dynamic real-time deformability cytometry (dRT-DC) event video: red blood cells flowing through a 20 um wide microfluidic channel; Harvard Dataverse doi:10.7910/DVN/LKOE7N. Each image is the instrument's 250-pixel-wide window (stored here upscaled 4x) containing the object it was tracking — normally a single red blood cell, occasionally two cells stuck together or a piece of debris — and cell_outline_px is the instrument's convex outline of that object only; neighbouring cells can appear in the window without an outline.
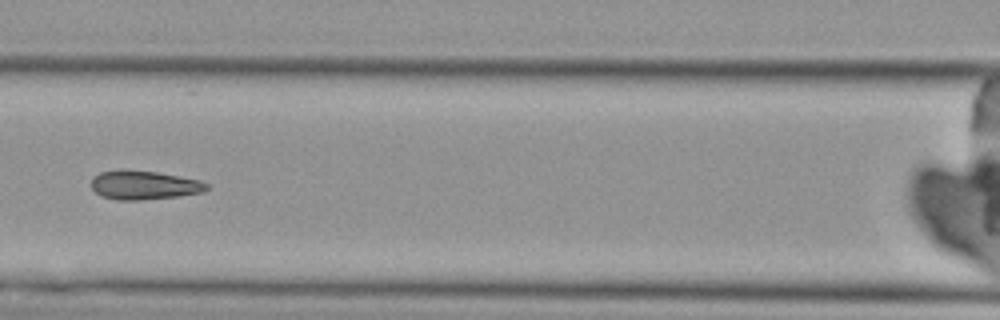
{"species": "Egyptian fruit bat (a non-hibernating species)", "species_latin": "Rousettus aegyptiacus", "temperature_condition": "cold", "stored_images_in_passage": 9, "camera_frame_rate_fps": 3000, "um_per_image_px": 0.085, "animal": {"sex": "female"}, "frame": {"image": 1, "passage_image": 7, "time_ms": 7.333, "image_size_px": [1000, 320], "cell_outline_px": [[208, 188], [204, 192], [176, 196], [140, 200], [116, 200], [100, 196], [92, 188], [92, 176], [100, 172], [156, 172], [180, 176], [200, 180], [208, 184]], "centroid_in_image_um": [12.27, 15.77], "position_along_channel_um": 154.3, "area_um2": 18.84}}
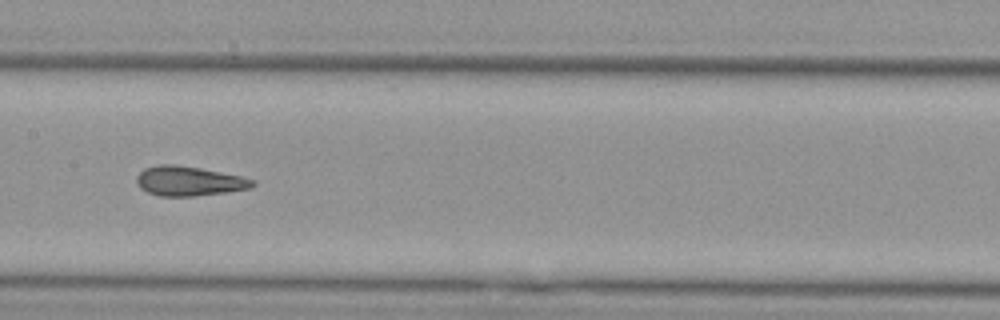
{"frame": {"image": 2, "passage_image": 8, "time_ms": 8.333, "image_size_px": [1000, 320], "cell_outline_px": [[256, 184], [252, 188], [228, 192], [196, 196], [160, 196], [148, 192], [140, 188], [136, 184], [136, 176], [144, 168], [160, 164], [172, 164], [200, 168], [240, 176], [252, 180]], "centroid_in_image_um": [16.04, 15.4], "position_along_channel_um": 191.4, "area_um2": 20.0}}
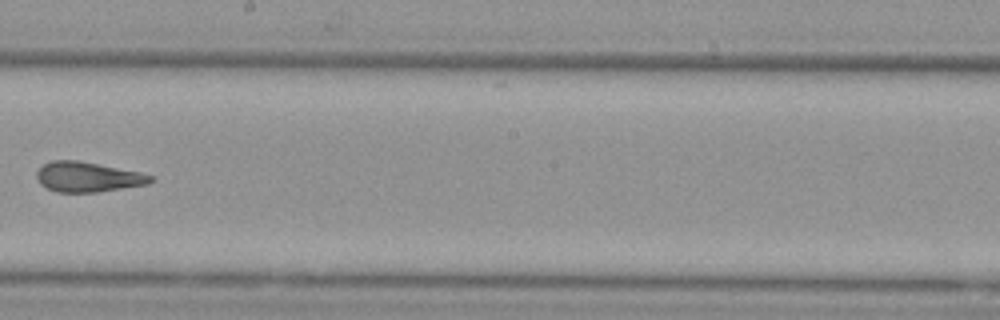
{"frame": {"image": 3, "passage_image": 9, "time_ms": 9.667, "image_size_px": [1000, 320], "cell_outline_px": [[156, 180], [148, 184], [96, 192], [56, 192], [40, 184], [36, 176], [36, 172], [44, 164], [52, 160], [76, 160], [140, 172], [152, 176]], "centroid_in_image_um": [7.46, 15.04], "position_along_channel_um": 240.7, "area_um2": 19.77}}